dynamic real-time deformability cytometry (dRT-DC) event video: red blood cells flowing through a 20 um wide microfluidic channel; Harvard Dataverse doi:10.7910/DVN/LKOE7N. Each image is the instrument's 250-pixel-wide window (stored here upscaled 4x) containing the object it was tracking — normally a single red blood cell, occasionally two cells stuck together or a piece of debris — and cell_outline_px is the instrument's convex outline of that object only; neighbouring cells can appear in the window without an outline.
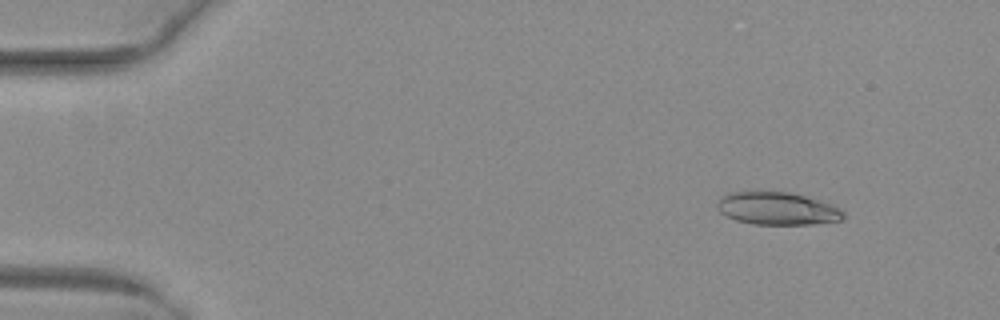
{"species": "common noctule bat (a hibernating species)", "species_latin": "Nyctalus noctula", "temperature_condition": "warm", "stored_images_in_passage": 48, "camera_frame_rate_fps": 3000, "um_per_image_px": 0.085, "animal": {"sex": "female", "body_mass_g": 29.2, "forearm_length_mm": 56.3}, "frame": {"image": 1, "passage_image": 3, "time_ms": 0.667, "image_size_px": [1000, 320], "cell_outline_px": [[844, 220], [812, 224], [752, 224], [736, 220], [724, 216], [716, 208], [716, 204], [728, 192], [788, 192], [804, 196], [840, 208], [844, 212]], "centroid_in_image_um": [66.04, 17.74], "position_along_channel_um": 19.0, "area_um2": 23.81}}
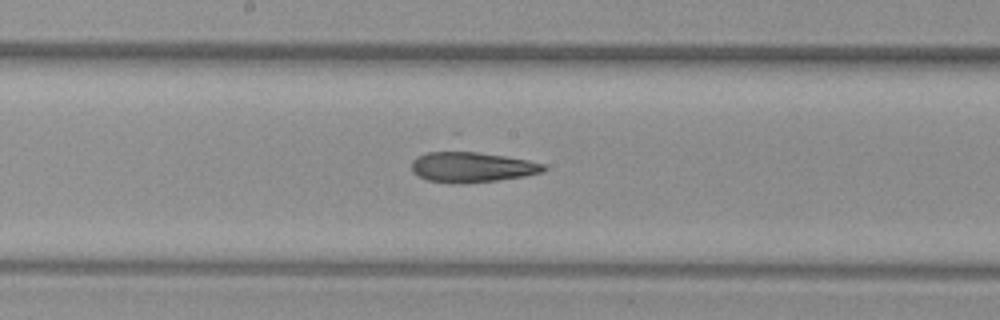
{"frame": {"image": 2, "passage_image": 25, "time_ms": 8.0, "image_size_px": [1000, 320], "cell_outline_px": [[548, 168], [544, 172], [524, 176], [496, 180], [460, 184], [448, 184], [428, 180], [416, 176], [412, 172], [412, 160], [416, 156], [428, 152], [452, 148], [456, 148], [528, 160], [544, 164]], "centroid_in_image_um": [40.03, 14.17], "position_along_channel_um": 208.2, "area_um2": 24.28}}
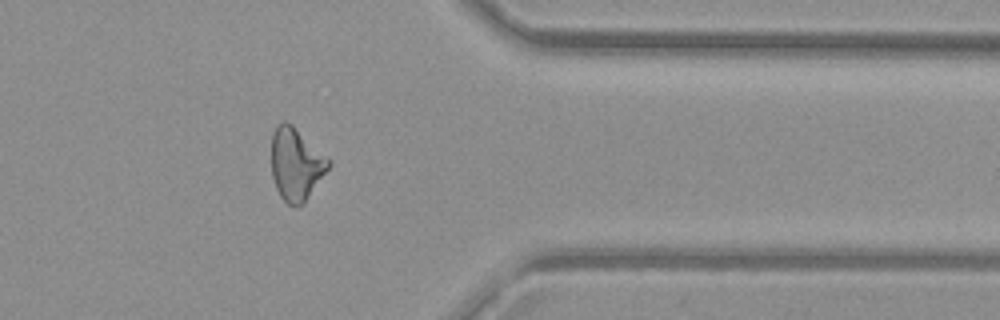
{"frame": {"image": 3, "passage_image": 39, "time_ms": 12.667, "image_size_px": [1000, 320], "cell_outline_px": [[332, 164], [300, 208], [296, 208], [288, 204], [280, 196], [276, 188], [272, 176], [272, 132], [276, 124], [284, 120], [292, 124], [332, 160]], "centroid_in_image_um": [25.17, 13.94], "position_along_channel_um": 386.2, "area_um2": 24.45}, "authors_computed_cell_mechanics": {"area_um2": 24.3338, "velocity_mm_per_s": 4.102, "shape_relaxation_time_tau1_ms": null, "shape_relaxation_time_tau2_ms": 2.7109, "deformation_change_tau1": null, "deformation_change_tau2": 0.1191}}